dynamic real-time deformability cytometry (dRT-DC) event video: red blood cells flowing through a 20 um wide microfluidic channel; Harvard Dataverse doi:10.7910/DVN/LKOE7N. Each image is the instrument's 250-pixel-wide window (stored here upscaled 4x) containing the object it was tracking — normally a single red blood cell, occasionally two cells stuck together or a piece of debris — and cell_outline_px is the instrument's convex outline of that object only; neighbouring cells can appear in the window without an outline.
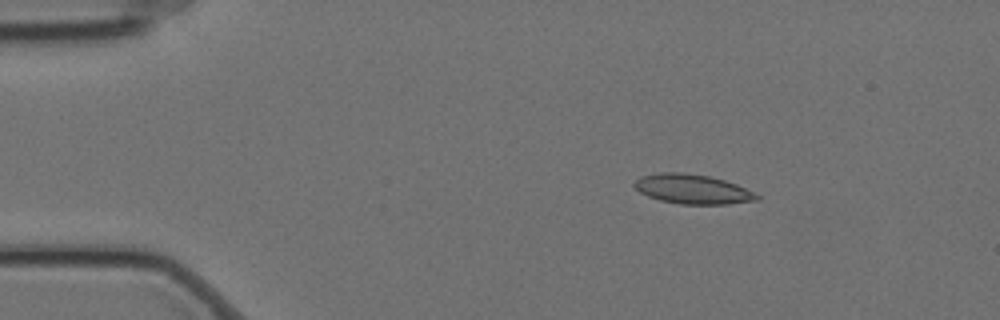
{"species": "Egyptian fruit bat (a non-hibernating species)", "species_latin": "Rousettus aegyptiacus", "temperature_condition": "cold", "stored_images_in_passage": 11, "camera_frame_rate_fps": 3000, "um_per_image_px": 0.085, "animal": {"sex": "female"}, "frame": {"image": 1, "passage_image": 3, "time_ms": 0.667, "image_size_px": [1000, 320], "cell_outline_px": [[760, 200], [728, 204], [680, 204], [660, 200], [648, 196], [640, 192], [632, 184], [640, 176], [660, 172], [680, 172], [708, 176], [724, 180], [736, 184], [760, 196]], "centroid_in_image_um": [58.85, 16.08], "position_along_channel_um": 26.2, "area_um2": 20.98}}
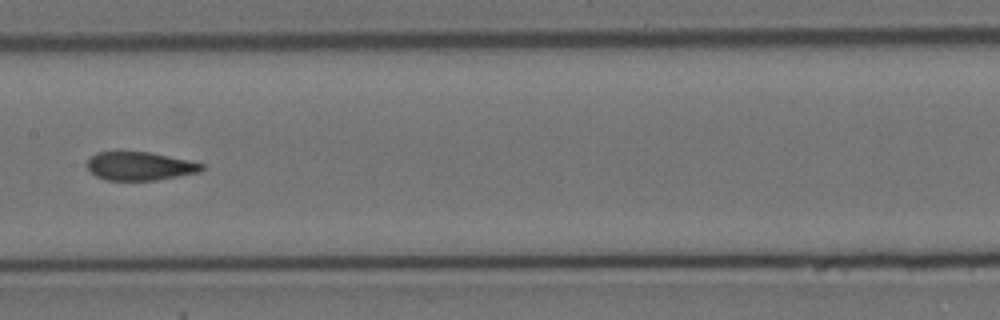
{"frame": {"image": 2, "passage_image": 8, "time_ms": 2.333, "image_size_px": [1000, 320], "cell_outline_px": [[204, 168], [200, 172], [156, 180], [104, 180], [96, 176], [84, 164], [96, 152], [148, 152], [188, 160], [204, 164]], "centroid_in_image_um": [11.87, 14.12], "position_along_channel_um": 195.5, "area_um2": 18.9}}
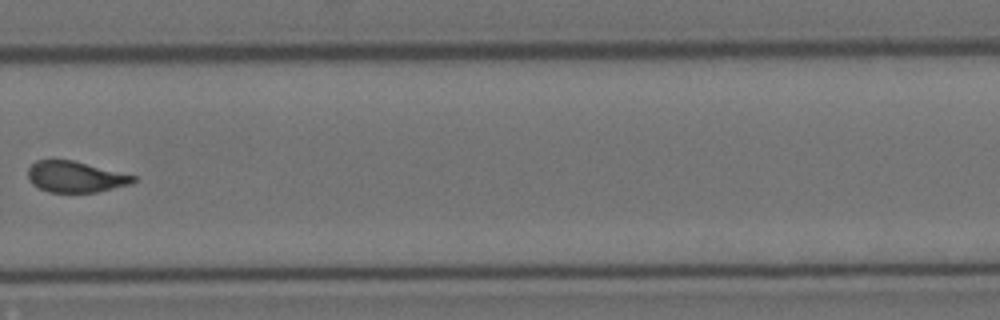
{"frame": {"image": 3, "passage_image": 11, "time_ms": 3.333, "image_size_px": [1000, 320], "cell_outline_px": [[136, 180], [132, 184], [96, 192], [48, 192], [32, 184], [28, 180], [28, 168], [36, 160], [72, 160], [136, 176]], "centroid_in_image_um": [6.4, 15.03], "position_along_channel_um": 323.4, "area_um2": 18.96}}